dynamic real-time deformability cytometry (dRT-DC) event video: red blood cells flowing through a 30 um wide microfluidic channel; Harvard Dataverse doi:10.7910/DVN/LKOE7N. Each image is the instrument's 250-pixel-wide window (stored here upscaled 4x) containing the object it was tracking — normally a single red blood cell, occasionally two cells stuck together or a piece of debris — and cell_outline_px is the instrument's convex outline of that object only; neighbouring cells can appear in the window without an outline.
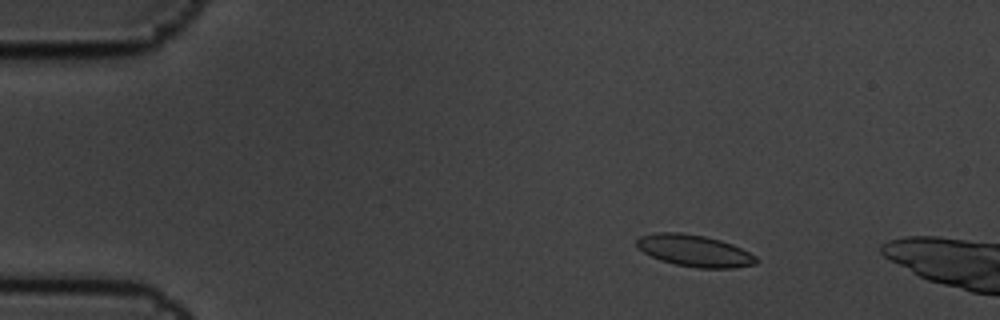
{"species": "common noctule bat (a hibernating species)", "species_latin": "Nyctalus noctula", "temperature_condition": "cold", "stored_images_in_passage": 3, "camera_frame_rate_fps": 3000, "um_per_image_px": 0.085, "animal": {"sex": "male", "body_mass_g": 19.5, "forearm_length_mm": 54.6}, "frame": {"image": 1, "passage_image": 2, "time_ms": 0.333, "image_size_px": [1000, 320], "cell_outline_px": [[756, 264], [736, 268], [696, 268], [676, 264], [660, 260], [636, 248], [636, 240], [640, 236], [652, 232], [680, 232], [704, 236], [720, 240], [732, 244], [756, 256]], "centroid_in_image_um": [58.99, 21.3], "position_along_channel_um": 26.0, "area_um2": 22.14}}